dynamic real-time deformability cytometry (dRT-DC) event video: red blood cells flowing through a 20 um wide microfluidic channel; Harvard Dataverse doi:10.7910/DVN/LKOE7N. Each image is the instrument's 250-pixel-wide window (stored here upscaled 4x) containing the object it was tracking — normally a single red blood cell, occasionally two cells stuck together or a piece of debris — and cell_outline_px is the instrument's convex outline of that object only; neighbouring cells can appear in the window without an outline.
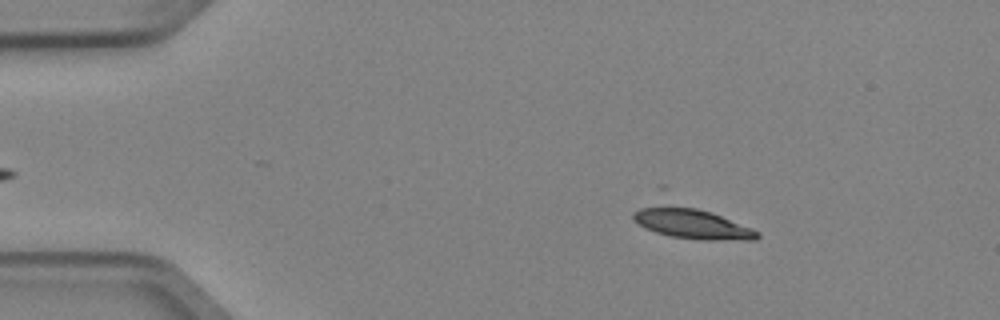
{"species": "Egyptian fruit bat (a non-hibernating species)", "species_latin": "Rousettus aegyptiacus", "temperature_condition": "cold", "stored_images_in_passage": 3, "camera_frame_rate_fps": 3000, "um_per_image_px": 0.085, "animal": {"sex": "female"}, "frame": {"image": 1, "passage_image": 2, "time_ms": 0.333, "image_size_px": [1000, 320], "cell_outline_px": [[760, 236], [756, 240], [704, 240], [672, 236], [656, 232], [636, 224], [632, 220], [632, 212], [640, 208], [660, 204], [664, 204], [696, 208], [712, 212], [752, 228], [760, 232]], "centroid_in_image_um": [58.8, 19.0], "position_along_channel_um": 26.2, "area_um2": 21.91}}